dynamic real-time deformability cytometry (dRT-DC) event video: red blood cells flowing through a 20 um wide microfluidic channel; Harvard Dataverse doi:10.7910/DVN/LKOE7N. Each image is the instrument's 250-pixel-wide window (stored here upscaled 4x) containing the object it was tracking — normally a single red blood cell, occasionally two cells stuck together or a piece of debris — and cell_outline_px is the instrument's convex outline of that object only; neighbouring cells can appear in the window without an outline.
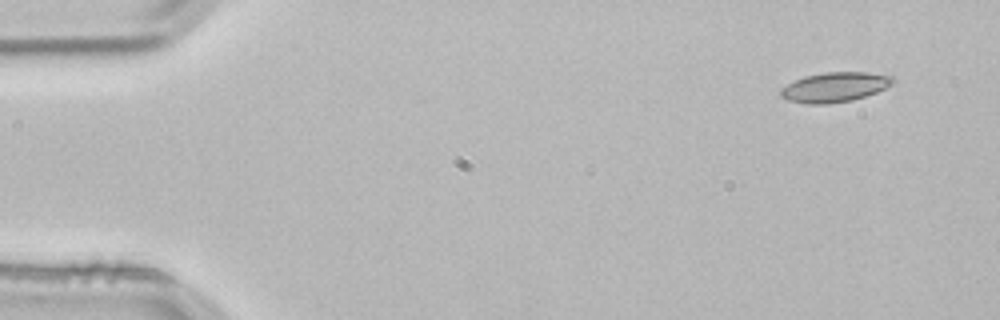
{"species": "common noctule bat (a hibernating species)", "species_latin": "Nyctalus noctula", "temperature_condition": "room temperature", "stored_images_in_passage": 3, "camera_frame_rate_fps": 3000, "um_per_image_px": 0.085, "animal": {"sex": "male", "body_mass_g": 21.5, "forearm_length_mm": 52.0}, "frame": {"image": 1, "passage_image": 1, "time_ms": 0.0, "image_size_px": [1000, 320], "cell_outline_px": [[896, 80], [892, 84], [876, 92], [852, 100], [828, 104], [808, 104], [788, 100], [780, 96], [780, 88], [804, 76], [824, 72], [868, 72], [892, 76]], "centroid_in_image_um": [70.94, 7.4], "position_along_channel_um": 14.1, "area_um2": 19.42}}
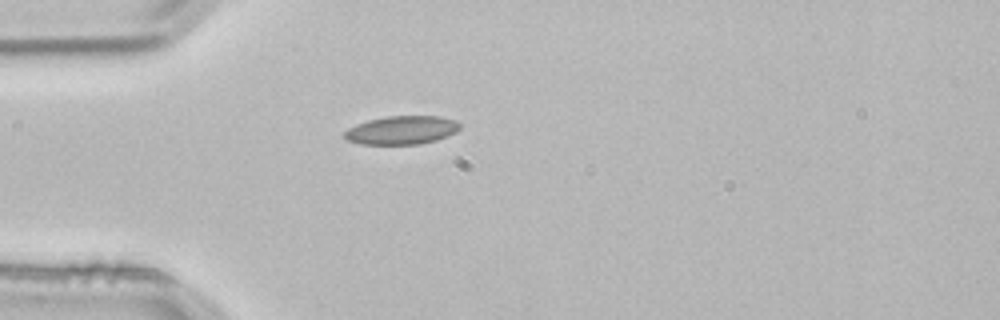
{"frame": {"image": 2, "passage_image": 3, "time_ms": 0.667, "image_size_px": [1000, 320], "cell_outline_px": [[460, 128], [456, 132], [448, 136], [436, 140], [420, 144], [360, 144], [348, 140], [340, 136], [348, 128], [356, 124], [368, 120], [384, 116], [440, 116], [456, 120], [460, 124]], "centroid_in_image_um": [34.13, 11.06], "position_along_channel_um": 50.9, "area_um2": 19.36}}